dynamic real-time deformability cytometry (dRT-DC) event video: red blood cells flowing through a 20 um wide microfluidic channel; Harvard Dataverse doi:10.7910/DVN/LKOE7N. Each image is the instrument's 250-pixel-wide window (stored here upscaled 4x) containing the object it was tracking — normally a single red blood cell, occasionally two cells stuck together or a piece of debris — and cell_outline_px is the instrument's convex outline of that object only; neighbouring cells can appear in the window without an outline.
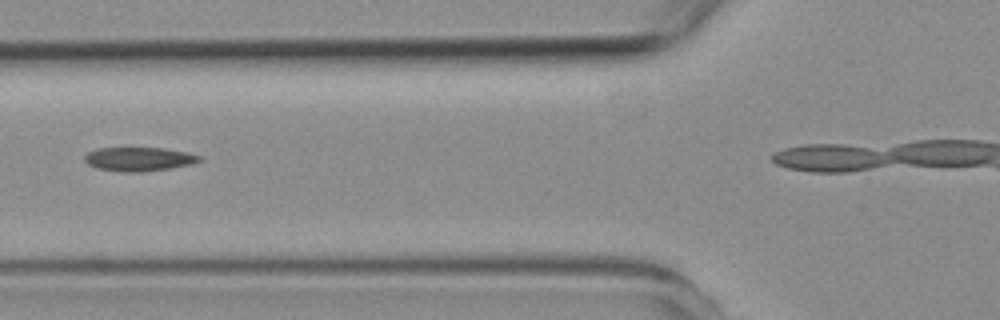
{"species": "common noctule bat (a hibernating species)", "species_latin": "Nyctalus noctula", "temperature_condition": "room temperature", "stored_images_in_passage": 4, "segment_of_instrument_passage": [1, 2], "camera_frame_rate_fps": 3000, "um_per_image_px": 0.085, "animal": {"sex": "female", "body_mass_g": 19.3, "forearm_length_mm": 54.1}, "frame": {"image": 1, "passage_image": 3, "time_ms": 2.333, "image_size_px": [1000, 320], "cell_outline_px": [[204, 160], [192, 164], [144, 172], [124, 172], [96, 168], [88, 164], [84, 160], [84, 156], [88, 152], [100, 148], [164, 148], [188, 152], [200, 156]], "centroid_in_image_um": [11.83, 13.52], "position_along_channel_um": 114.0, "area_um2": 16.01}}